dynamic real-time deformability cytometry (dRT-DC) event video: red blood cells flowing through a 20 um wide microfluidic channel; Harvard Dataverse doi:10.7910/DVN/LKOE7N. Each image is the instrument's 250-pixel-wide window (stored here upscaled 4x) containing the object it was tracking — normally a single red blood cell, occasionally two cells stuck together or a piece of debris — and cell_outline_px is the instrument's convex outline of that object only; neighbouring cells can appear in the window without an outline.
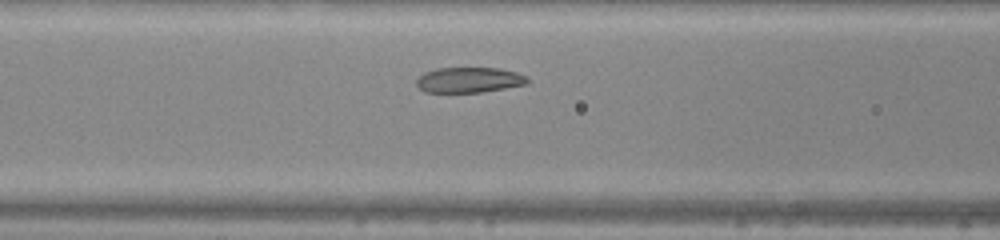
{"species": "common noctule bat (a hibernating species)", "species_latin": "Nyctalus noctula", "temperature_condition": "warm", "stored_images_in_passage": 29, "camera_frame_rate_fps": 3000, "um_per_image_px": 0.085, "animal": {"sex": "male", "body_mass_g": 20.0, "forearm_length_mm": 53.3}, "frame": {"image": 1, "passage_image": 9, "time_ms": 2.667, "image_size_px": [1000, 240], "cell_outline_px": [[528, 84], [480, 92], [424, 92], [416, 84], [416, 80], [424, 72], [436, 68], [500, 68], [516, 72], [528, 76]], "centroid_in_image_um": [39.88, 6.79], "position_along_channel_um": 126.7, "area_um2": 16.42}}
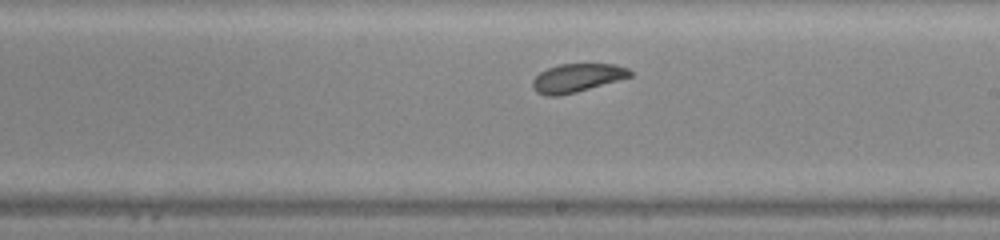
{"frame": {"image": 2, "passage_image": 17, "time_ms": 5.333, "image_size_px": [1000, 240], "cell_outline_px": [[632, 76], [576, 92], [560, 96], [544, 96], [536, 92], [532, 88], [532, 80], [540, 72], [548, 68], [560, 64], [616, 64], [628, 68], [632, 72]], "centroid_in_image_um": [49.02, 6.63], "position_along_channel_um": 240.0, "area_um2": 16.18}}
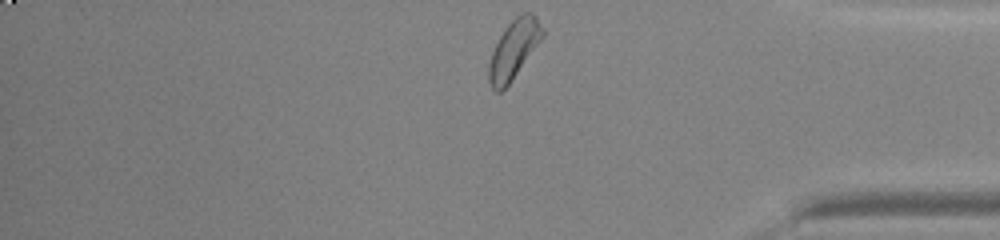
{"frame": {"image": 3, "passage_image": 29, "time_ms": 9.333, "image_size_px": [1000, 240], "cell_outline_px": [[544, 36], [508, 84], [500, 92], [496, 92], [492, 88], [488, 80], [488, 64], [492, 52], [500, 36], [508, 24], [516, 16], [524, 12], [532, 12], [536, 16], [544, 28]], "centroid_in_image_um": [43.68, 4.17], "position_along_channel_um": 391.5, "area_um2": 18.09}, "authors_computed_cell_mechanics": {"area_um2": 17.051, "velocity_mm_per_s": 4.2575, "shape_relaxation_time_tau1_ms": 2.5223, "shape_relaxation_time_tau2_ms": 3.9594, "deformation_change_tau1": 0.1126, "deformation_change_tau2": 0.0973}}